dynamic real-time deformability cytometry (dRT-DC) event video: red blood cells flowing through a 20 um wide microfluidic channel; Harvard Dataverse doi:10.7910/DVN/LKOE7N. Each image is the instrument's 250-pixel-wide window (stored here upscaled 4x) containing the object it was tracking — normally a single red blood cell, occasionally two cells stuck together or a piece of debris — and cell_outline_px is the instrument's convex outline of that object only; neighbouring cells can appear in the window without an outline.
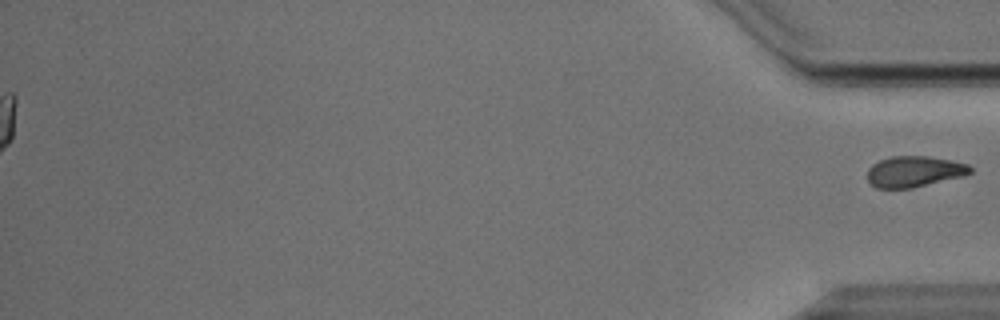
{"species": "Egyptian fruit bat (a non-hibernating species)", "species_latin": "Rousettus aegyptiacus", "temperature_condition": "cold", "stored_images_in_passage": 40, "segment_of_instrument_passage": [2, 2], "camera_frame_rate_fps": 3000, "um_per_image_px": 0.085, "animal": {"sex": "male"}, "frame": {"image": 1, "passage_image": 40, "time_ms": 13.0, "image_size_px": [1000, 320], "cell_outline_px": [[972, 172], [964, 176], [912, 188], [876, 188], [868, 180], [868, 168], [872, 164], [880, 160], [892, 156], [928, 156], [968, 164], [972, 168]], "centroid_in_image_um": [77.71, 14.58], "position_along_channel_um": 357.5, "area_um2": 18.5}}